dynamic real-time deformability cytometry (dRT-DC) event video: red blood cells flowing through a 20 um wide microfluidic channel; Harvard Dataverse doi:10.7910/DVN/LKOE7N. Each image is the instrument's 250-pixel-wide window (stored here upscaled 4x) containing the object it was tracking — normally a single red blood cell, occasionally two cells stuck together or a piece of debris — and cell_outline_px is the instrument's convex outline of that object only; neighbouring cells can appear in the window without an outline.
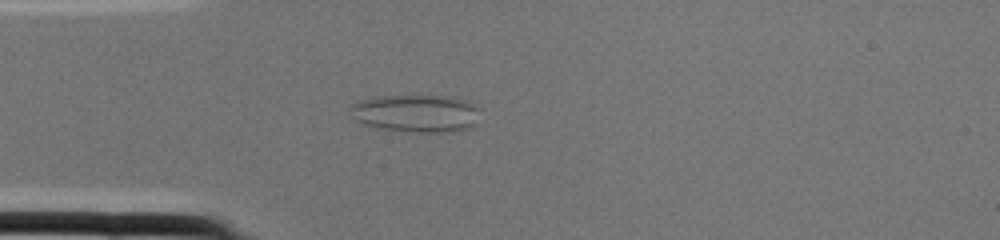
{"species": "common noctule bat (a hibernating species)", "species_latin": "Nyctalus noctula", "temperature_condition": "cold", "stored_images_in_passage": 1, "camera_frame_rate_fps": 3000, "um_per_image_px": 0.085, "animal": {"sex": "female", "body_mass_g": 22.0, "forearm_length_mm": 56.7}, "frame": {"image": 1, "passage_image": 1, "time_ms": 0.0, "image_size_px": [1000, 240], "cell_outline_px": [[480, 108], [472, 124], [468, 128], [448, 132], [412, 132], [380, 128], [364, 124], [356, 120], [352, 108], [352, 104], [360, 100], [372, 96], [440, 96], [464, 100]], "centroid_in_image_um": [35.34, 9.63], "position_along_channel_um": 49.7, "area_um2": 27.86}}